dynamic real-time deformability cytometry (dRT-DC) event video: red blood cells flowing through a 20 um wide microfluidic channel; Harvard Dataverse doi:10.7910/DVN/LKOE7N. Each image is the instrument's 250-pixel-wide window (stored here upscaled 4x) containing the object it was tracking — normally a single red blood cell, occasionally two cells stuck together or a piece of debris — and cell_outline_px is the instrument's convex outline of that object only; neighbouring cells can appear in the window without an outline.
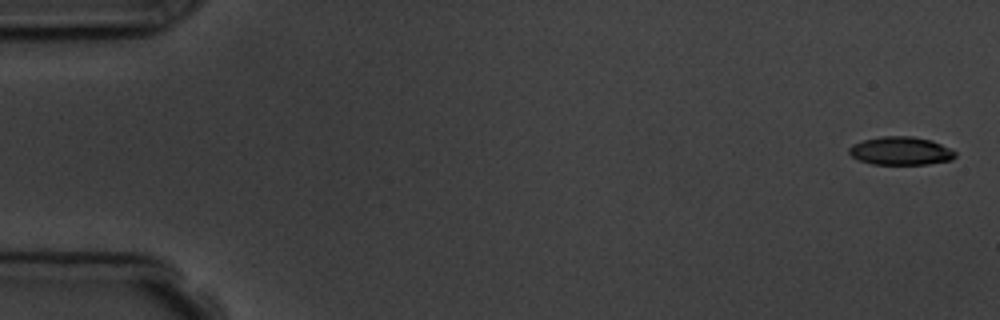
{"species": "common noctule bat (a hibernating species)", "species_latin": "Nyctalus noctula", "temperature_condition": "room temperature", "stored_images_in_passage": 6, "camera_frame_rate_fps": 3000, "um_per_image_px": 0.085, "animal": {"sex": "male", "body_mass_g": 19.5, "forearm_length_mm": 54.6}, "frame": {"image": 1, "passage_image": 1, "time_ms": 0.0, "image_size_px": [1000, 320], "cell_outline_px": [[956, 156], [952, 160], [928, 164], [872, 164], [860, 160], [852, 156], [848, 152], [848, 148], [852, 144], [864, 140], [880, 136], [912, 136], [932, 140], [956, 152]], "centroid_in_image_um": [76.55, 12.82], "position_along_channel_um": 8.4, "area_um2": 17.46}}
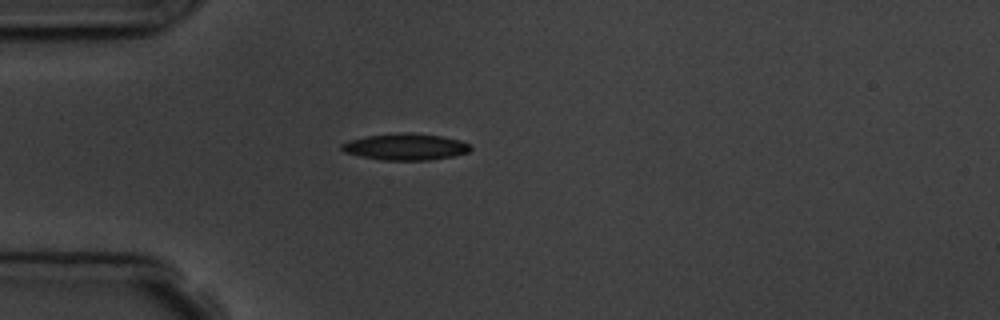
{"frame": {"image": 2, "passage_image": 5, "time_ms": 4.667, "image_size_px": [1000, 320], "cell_outline_px": [[472, 148], [468, 152], [452, 156], [428, 160], [380, 160], [360, 156], [344, 152], [340, 148], [340, 144], [348, 140], [368, 136], [408, 132], [412, 132], [440, 136], [460, 140], [468, 144]], "centroid_in_image_um": [34.43, 12.48], "position_along_channel_um": 50.6, "area_um2": 19.83}}